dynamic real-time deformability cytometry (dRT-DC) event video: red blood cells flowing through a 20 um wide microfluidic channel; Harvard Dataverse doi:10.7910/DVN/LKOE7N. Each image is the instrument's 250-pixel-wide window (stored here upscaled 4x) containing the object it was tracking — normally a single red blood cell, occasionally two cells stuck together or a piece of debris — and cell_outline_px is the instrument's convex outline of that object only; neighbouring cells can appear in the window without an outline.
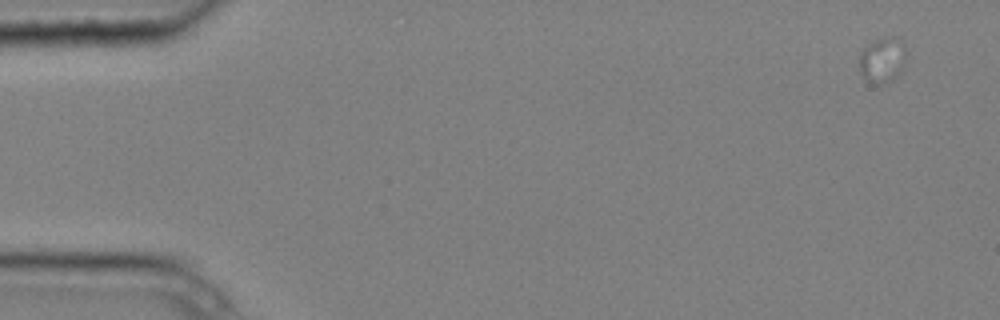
{"species": "common noctule bat (a hibernating species)", "species_latin": "Nyctalus noctula", "temperature_condition": "cold", "stored_images_in_passage": 6, "camera_frame_rate_fps": 3000, "um_per_image_px": 0.085, "animal": {"sex": "male", "body_mass_g": 20.4}, "frame": {"image": 1, "passage_image": 1, "time_ms": 0.0, "image_size_px": [1000, 320], "cell_outline_px": [[904, 68], [892, 80], [884, 84], [876, 84], [868, 80], [860, 72], [860, 52], [868, 44], [876, 40], [892, 36], [900, 36], [904, 40]], "centroid_in_image_um": [75.04, 5.07], "position_along_channel_um": 10.0, "area_um2": 12.37}}